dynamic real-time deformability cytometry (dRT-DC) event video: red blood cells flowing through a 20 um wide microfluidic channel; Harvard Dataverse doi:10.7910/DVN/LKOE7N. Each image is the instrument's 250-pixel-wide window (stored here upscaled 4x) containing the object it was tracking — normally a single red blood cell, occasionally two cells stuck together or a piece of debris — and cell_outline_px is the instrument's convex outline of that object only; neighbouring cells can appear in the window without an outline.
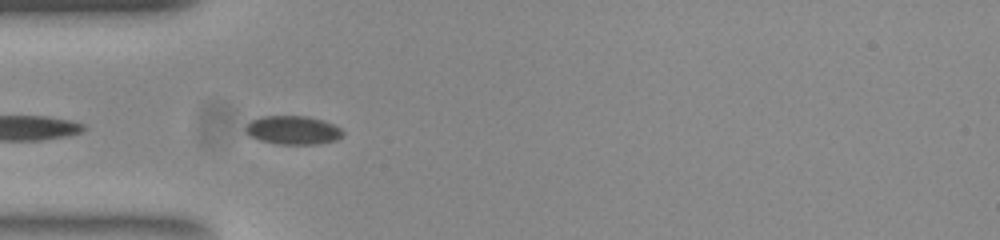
{"species": "common noctule bat (a hibernating species)", "species_latin": "Nyctalus noctula", "temperature_condition": "room temperature", "stored_images_in_passage": 11, "camera_frame_rate_fps": 3000, "um_per_image_px": 0.085, "animal": {"sex": "female", "body_mass_g": 23.0, "forearm_length_mm": 53.4}, "frame": {"image": 1, "passage_image": 4, "time_ms": 1.0, "image_size_px": [1000, 240], "cell_outline_px": [[344, 132], [336, 140], [316, 144], [280, 144], [260, 140], [252, 136], [244, 128], [252, 120], [260, 116], [308, 116], [324, 120], [340, 128]], "centroid_in_image_um": [24.92, 11.05], "position_along_channel_um": 60.1, "area_um2": 16.01}}